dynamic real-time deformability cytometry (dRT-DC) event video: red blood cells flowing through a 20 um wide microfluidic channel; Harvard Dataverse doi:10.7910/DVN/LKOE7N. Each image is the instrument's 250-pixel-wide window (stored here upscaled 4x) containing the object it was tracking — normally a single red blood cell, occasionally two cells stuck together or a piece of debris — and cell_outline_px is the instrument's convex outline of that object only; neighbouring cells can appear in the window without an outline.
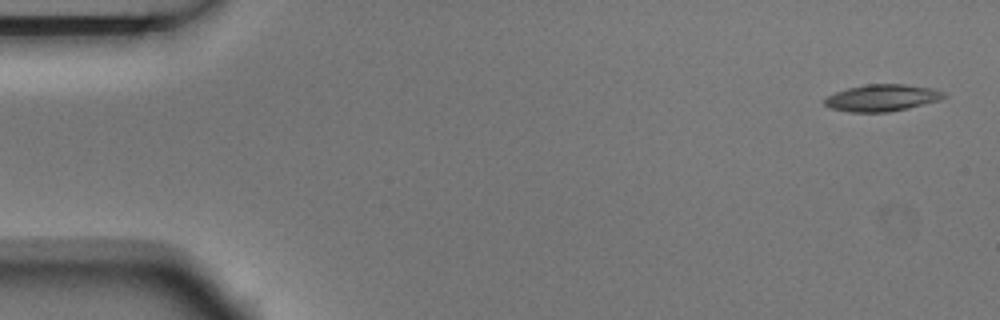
{"species": "Egyptian fruit bat (a non-hibernating species)", "species_latin": "Rousettus aegyptiacus", "temperature_condition": "room temperature", "stored_images_in_passage": 6, "camera_frame_rate_fps": 3000, "um_per_image_px": 0.085, "animal": {"sex": "male"}, "frame": {"image": 1, "passage_image": 1, "time_ms": 0.0, "image_size_px": [1000, 320], "cell_outline_px": [[948, 96], [940, 100], [908, 108], [888, 112], [848, 112], [828, 108], [824, 104], [824, 96], [848, 88], [864, 84], [904, 84], [932, 88], [944, 92]], "centroid_in_image_um": [74.94, 8.32], "position_along_channel_um": 10.1, "area_um2": 18.84}}
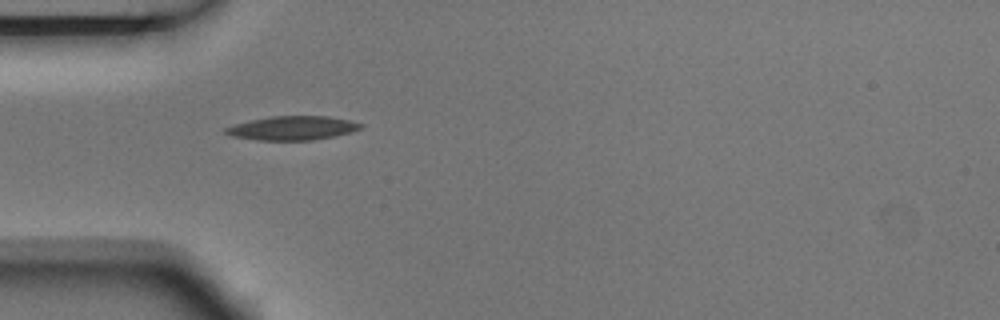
{"frame": {"image": 2, "passage_image": 5, "time_ms": 1.333, "image_size_px": [1000, 320], "cell_outline_px": [[364, 124], [360, 128], [352, 132], [312, 140], [256, 140], [232, 136], [224, 132], [224, 128], [236, 124], [252, 120], [272, 116], [328, 116], [348, 120]], "centroid_in_image_um": [24.86, 10.88], "position_along_channel_um": 60.1, "area_um2": 18.61}}
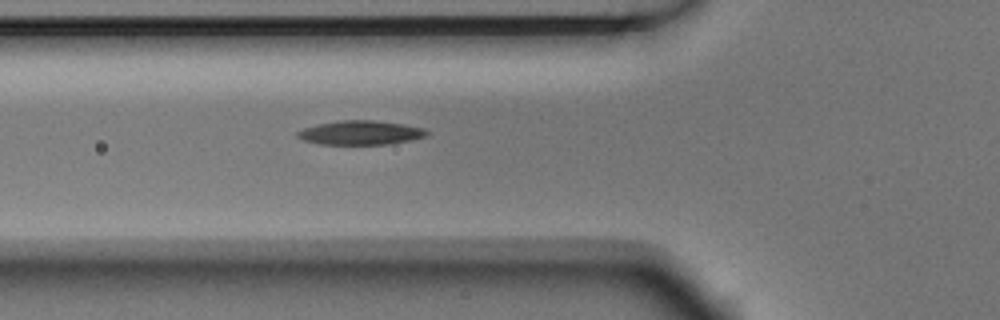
{"frame": {"image": 3, "passage_image": 6, "time_ms": 1.667, "image_size_px": [1000, 320], "cell_outline_px": [[428, 136], [388, 144], [320, 144], [304, 140], [296, 136], [296, 132], [304, 128], [316, 124], [340, 120], [372, 120], [404, 124], [424, 128], [428, 132]], "centroid_in_image_um": [30.63, 11.27], "position_along_channel_um": 95.2, "area_um2": 18.09}}